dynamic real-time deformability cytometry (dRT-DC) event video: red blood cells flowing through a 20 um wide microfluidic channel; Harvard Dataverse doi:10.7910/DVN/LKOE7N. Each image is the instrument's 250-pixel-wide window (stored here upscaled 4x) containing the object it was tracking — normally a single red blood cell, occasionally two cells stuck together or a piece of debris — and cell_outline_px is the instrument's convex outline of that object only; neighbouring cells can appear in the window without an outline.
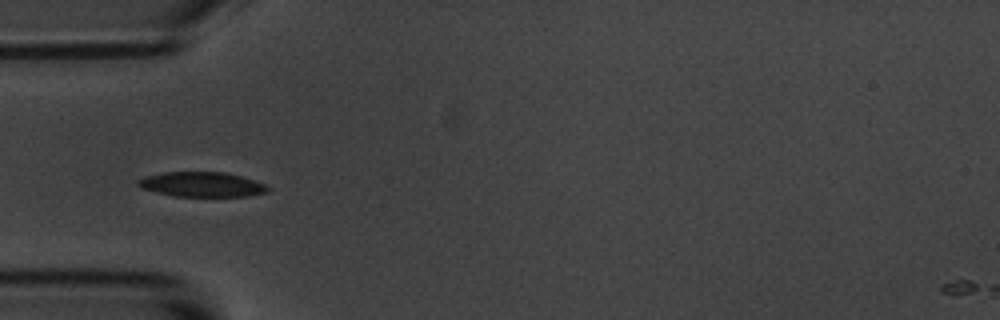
{"species": "common noctule bat (a hibernating species)", "species_latin": "Nyctalus noctula", "temperature_condition": "room temperature", "stored_images_in_passage": 13, "camera_frame_rate_fps": 3000, "um_per_image_px": 0.085, "animal": {"sex": "male", "body_mass_g": 20.1, "forearm_length_mm": 53.5}, "frame": {"image": 1, "passage_image": 3, "time_ms": 3.333, "image_size_px": [1000, 320], "cell_outline_px": [[272, 188], [268, 192], [248, 196], [172, 196], [140, 188], [136, 184], [136, 180], [144, 176], [164, 172], [224, 172], [240, 176], [264, 184]], "centroid_in_image_um": [17.11, 15.68], "position_along_channel_um": 67.9, "area_um2": 18.84}}
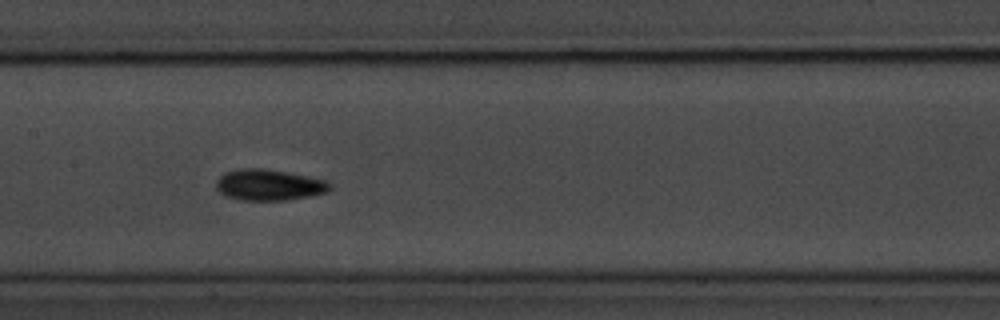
{"frame": {"image": 2, "passage_image": 6, "time_ms": 6.667, "image_size_px": [1000, 320], "cell_outline_px": [[332, 188], [328, 192], [288, 200], [240, 200], [224, 196], [216, 188], [216, 180], [224, 172], [240, 168], [264, 168], [288, 172], [328, 180], [332, 184]], "centroid_in_image_um": [22.87, 15.71], "position_along_channel_um": 184.5, "area_um2": 20.92}}
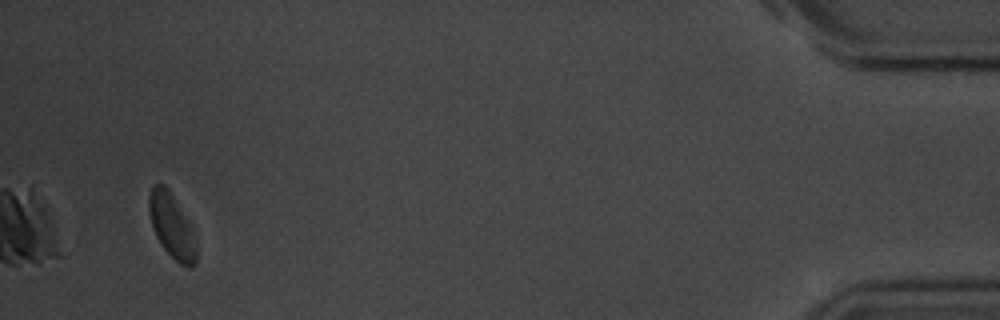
{"frame": {"image": 3, "passage_image": 13, "time_ms": 15.667, "image_size_px": [1000, 320], "cell_outline_px": [[196, 264], [192, 268], [188, 268], [180, 264], [164, 248], [156, 236], [152, 224], [148, 208], [148, 196], [152, 184], [164, 184], [168, 188], [192, 228], [196, 248]], "centroid_in_image_um": [14.59, 19.2], "position_along_channel_um": 420.6, "area_um2": 17.51}, "authors_computed_cell_mechanics": {"area_um2": 19.652, "velocity_mm_per_s": 3.487, "shape_relaxation_time_tau1_ms": 1.9127, "shape_relaxation_time_tau2_ms": 2.5387, "deformation_change_tau1": 0.0743, "deformation_change_tau2": 0.0564}}